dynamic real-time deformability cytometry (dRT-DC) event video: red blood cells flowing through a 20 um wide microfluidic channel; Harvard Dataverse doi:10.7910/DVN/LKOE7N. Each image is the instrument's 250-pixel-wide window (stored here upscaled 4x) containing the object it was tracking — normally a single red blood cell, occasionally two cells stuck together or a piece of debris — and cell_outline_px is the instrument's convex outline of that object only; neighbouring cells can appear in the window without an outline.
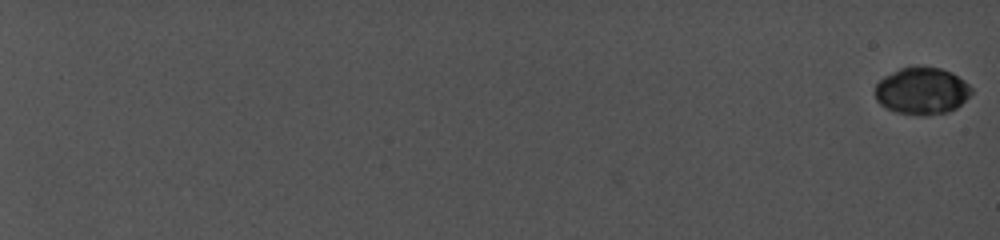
{"species": "common noctule bat (a hibernating species)", "species_latin": "Nyctalus noctula", "temperature_condition": "cold", "stored_images_in_passage": 16, "camera_frame_rate_fps": 5000, "um_per_image_px": 0.085, "animal": {"sex": "female", "body_mass_g": 19.0, "forearm_length_mm": 56.7}, "frame": {"image": 1, "passage_image": 1, "time_ms": 0.0, "image_size_px": [1000, 240], "cell_outline_px": [[972, 92], [956, 108], [948, 112], [896, 112], [880, 104], [876, 100], [876, 84], [884, 76], [900, 68], [916, 64], [940, 68], [952, 72], [964, 80], [972, 88]], "centroid_in_image_um": [78.36, 7.64], "position_along_channel_um": 6.6, "area_um2": 25.89}}
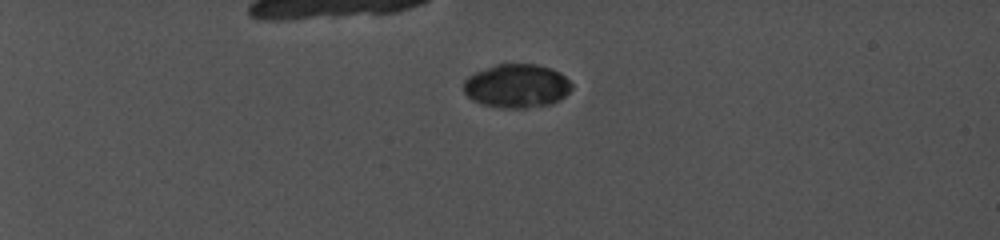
{"frame": {"image": 2, "passage_image": 11, "time_ms": 6.4, "image_size_px": [1000, 240], "cell_outline_px": [[572, 88], [560, 100], [552, 104], [524, 108], [504, 108], [484, 104], [472, 100], [464, 92], [464, 80], [468, 76], [476, 72], [496, 64], [536, 64], [552, 68], [560, 72], [572, 84]], "centroid_in_image_um": [43.94, 7.3], "position_along_channel_um": 41.1, "area_um2": 27.51}}
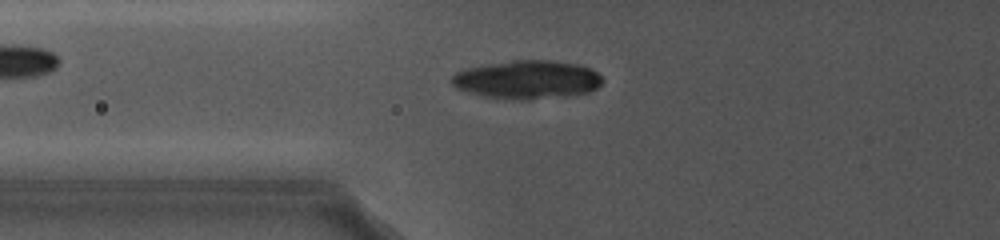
{"frame": {"image": 3, "passage_image": 16, "time_ms": 10.2, "image_size_px": [1000, 240], "cell_outline_px": [[604, 80], [596, 88], [588, 92], [536, 96], [488, 96], [472, 92], [460, 88], [452, 84], [452, 76], [456, 72], [468, 68], [488, 64], [512, 60], [548, 60], [580, 64], [592, 68]], "centroid_in_image_um": [44.85, 6.68], "position_along_channel_um": 81.0, "area_um2": 31.73}}